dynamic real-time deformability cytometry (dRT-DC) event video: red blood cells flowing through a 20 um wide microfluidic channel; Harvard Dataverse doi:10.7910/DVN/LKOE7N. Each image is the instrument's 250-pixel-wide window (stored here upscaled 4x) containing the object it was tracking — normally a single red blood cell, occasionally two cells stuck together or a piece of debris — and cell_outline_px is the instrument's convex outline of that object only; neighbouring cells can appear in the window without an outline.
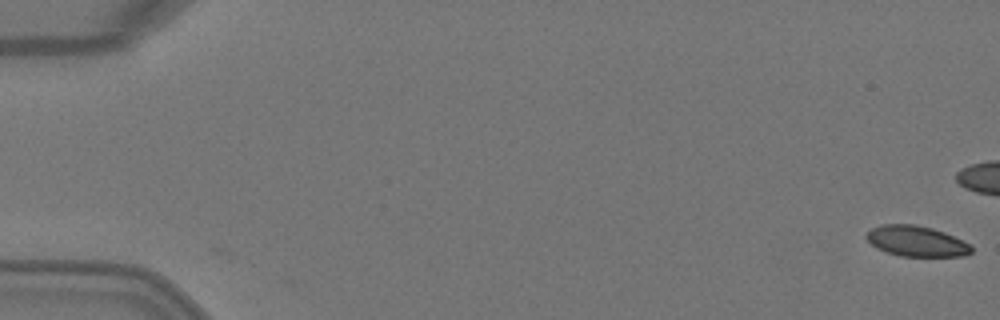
{"species": "Egyptian fruit bat (a non-hibernating species)", "species_latin": "Rousettus aegyptiacus", "temperature_condition": "warm", "stored_images_in_passage": 6, "camera_frame_rate_fps": 3000, "um_per_image_px": 0.085, "animal": {"sex": "female"}, "frame": {"image": 1, "passage_image": 1, "time_ms": 0.0, "image_size_px": [1000, 320], "cell_outline_px": [[972, 252], [964, 256], [900, 256], [876, 248], [864, 236], [872, 228], [880, 224], [916, 224], [932, 228], [944, 232], [972, 244]], "centroid_in_image_um": [77.91, 20.49], "position_along_channel_um": 7.1, "area_um2": 18.79}}